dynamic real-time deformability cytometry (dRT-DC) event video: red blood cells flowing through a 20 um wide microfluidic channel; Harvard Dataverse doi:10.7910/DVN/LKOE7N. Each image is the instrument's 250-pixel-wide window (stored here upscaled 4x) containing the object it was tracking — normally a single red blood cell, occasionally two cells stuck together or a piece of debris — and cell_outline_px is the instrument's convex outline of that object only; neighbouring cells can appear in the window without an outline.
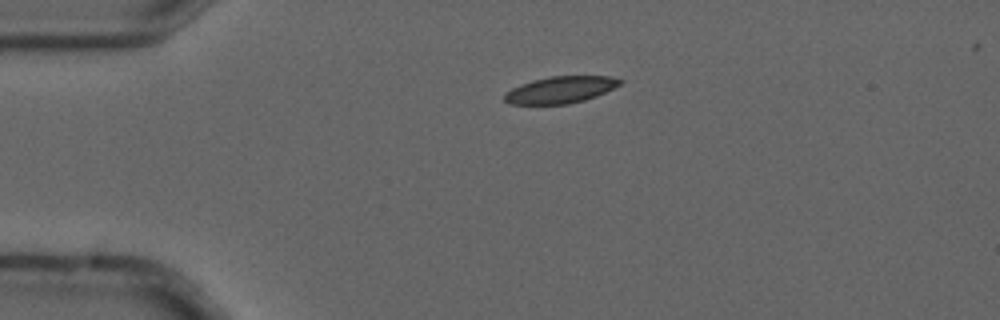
{"species": "common noctule bat (a hibernating species)", "species_latin": "Nyctalus noctula", "temperature_condition": "cold", "stored_images_in_passage": 3, "camera_frame_rate_fps": 3000, "um_per_image_px": 0.085, "animal": {"sex": "male", "forearm_length_mm": 52.5}, "frame": {"image": 1, "passage_image": 2, "time_ms": 0.333, "image_size_px": [1000, 320], "cell_outline_px": [[624, 80], [620, 84], [596, 96], [584, 100], [568, 104], [508, 104], [504, 100], [504, 96], [512, 88], [520, 84], [532, 80], [548, 76], [612, 76]], "centroid_in_image_um": [47.63, 7.62], "position_along_channel_um": 37.4, "area_um2": 17.98}}